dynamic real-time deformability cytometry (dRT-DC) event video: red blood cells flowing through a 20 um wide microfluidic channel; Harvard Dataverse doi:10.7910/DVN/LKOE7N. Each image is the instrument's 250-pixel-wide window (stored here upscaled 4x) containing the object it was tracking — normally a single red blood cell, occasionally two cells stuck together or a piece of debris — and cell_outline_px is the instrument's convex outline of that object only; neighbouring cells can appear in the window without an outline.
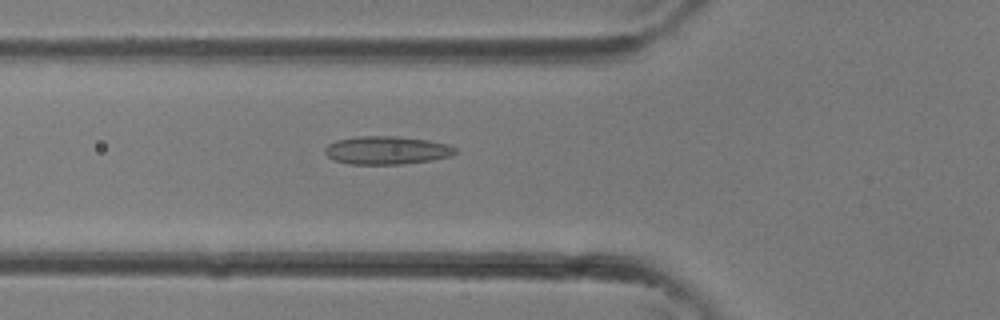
{"species": "common noctule bat (a hibernating species)", "species_latin": "Nyctalus noctula", "temperature_condition": "room temperature", "stored_images_in_passage": 34, "camera_frame_rate_fps": 3000, "um_per_image_px": 0.085, "animal": {"sex": "female"}, "frame": {"image": 1, "passage_image": 12, "time_ms": 3.667, "image_size_px": [1000, 320], "cell_outline_px": [[456, 152], [452, 156], [432, 160], [400, 164], [348, 164], [332, 160], [324, 152], [324, 148], [328, 144], [336, 140], [356, 136], [396, 136], [428, 140], [448, 144], [456, 148]], "centroid_in_image_um": [32.85, 12.77], "position_along_channel_um": 93.0, "area_um2": 21.56}}
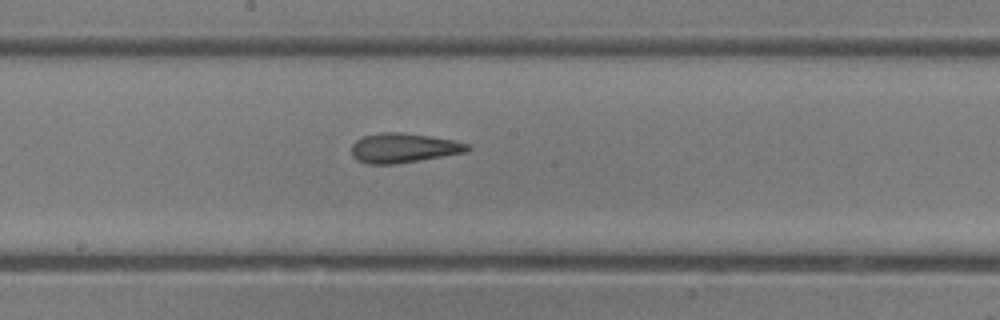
{"frame": {"image": 2, "passage_image": 18, "time_ms": 5.667, "image_size_px": [1000, 320], "cell_outline_px": [[472, 148], [464, 152], [420, 160], [396, 164], [368, 164], [356, 160], [352, 156], [352, 144], [356, 140], [364, 136], [380, 132], [404, 132], [432, 136], [452, 140], [468, 144]], "centroid_in_image_um": [34.26, 12.57], "position_along_channel_um": 213.9, "area_um2": 20.0}}
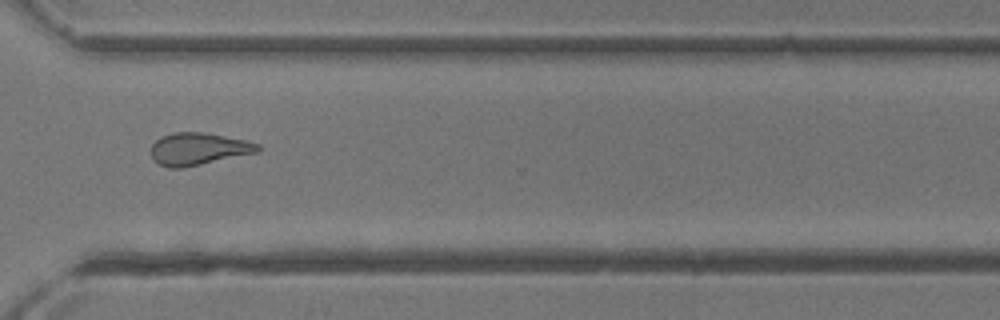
{"frame": {"image": 3, "passage_image": 25, "time_ms": 8.0, "image_size_px": [1000, 320], "cell_outline_px": [[264, 148], [260, 152], [184, 168], [168, 168], [152, 160], [152, 144], [160, 136], [172, 132], [204, 132], [248, 140], [260, 144]], "centroid_in_image_um": [16.92, 12.65], "position_along_channel_um": 353.7, "area_um2": 20.58}}